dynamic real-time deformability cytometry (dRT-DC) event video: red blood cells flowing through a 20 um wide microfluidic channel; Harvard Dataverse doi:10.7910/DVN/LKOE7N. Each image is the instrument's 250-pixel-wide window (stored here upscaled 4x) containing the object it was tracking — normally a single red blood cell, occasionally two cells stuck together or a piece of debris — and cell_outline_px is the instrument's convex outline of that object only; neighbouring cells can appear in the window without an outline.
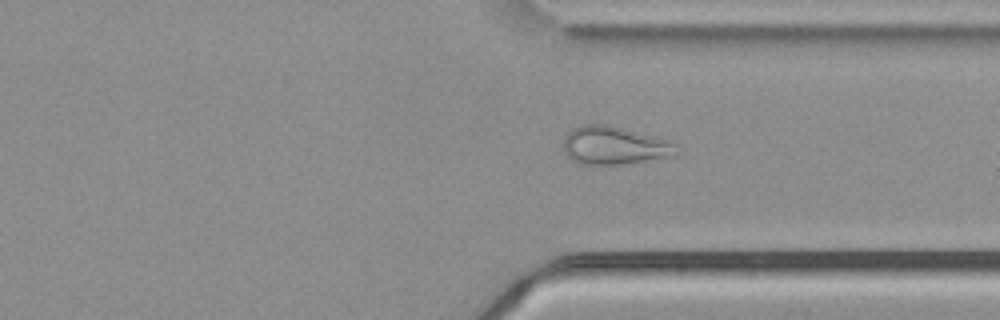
{"species": "common noctule bat (a hibernating species)", "species_latin": "Nyctalus noctula", "temperature_condition": "cold", "stored_images_in_passage": 56, "camera_frame_rate_fps": 3000, "um_per_image_px": 0.085, "animal": {"sex": "male", "body_mass_g": 21.5, "forearm_length_mm": 52.0}, "frame": {"image": 1, "passage_image": 42, "time_ms": 13.667, "image_size_px": [1000, 320], "cell_outline_px": [[676, 144], [672, 156], [620, 164], [592, 168], [576, 164], [568, 160], [564, 152], [564, 136], [572, 128], [580, 124], [604, 124], [636, 132], [664, 140]], "centroid_in_image_um": [52.02, 12.42], "position_along_channel_um": 359.4, "area_um2": 25.26}}
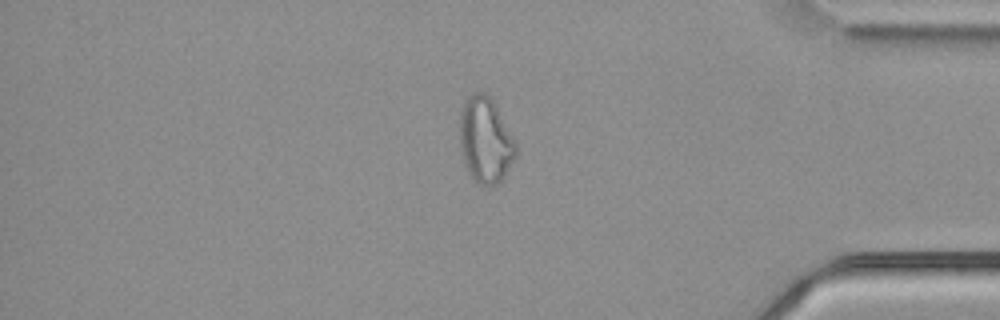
{"frame": {"image": 2, "passage_image": 47, "time_ms": 15.333, "image_size_px": [1000, 320], "cell_outline_px": [[516, 156], [504, 176], [496, 184], [484, 188], [468, 172], [460, 148], [460, 108], [464, 100], [472, 92], [484, 92], [492, 100], [516, 144]], "centroid_in_image_um": [41.23, 11.91], "position_along_channel_um": 394.0, "area_um2": 27.74}, "authors_computed_cell_mechanics": {"area_um2": 29.3335, "velocity_mm_per_s": 3.7508, "shape_relaxation_time_tau1_ms": null, "shape_relaxation_time_tau2_ms": 2.869, "deformation_change_tau1": null, "deformation_change_tau2": 0.1187}}